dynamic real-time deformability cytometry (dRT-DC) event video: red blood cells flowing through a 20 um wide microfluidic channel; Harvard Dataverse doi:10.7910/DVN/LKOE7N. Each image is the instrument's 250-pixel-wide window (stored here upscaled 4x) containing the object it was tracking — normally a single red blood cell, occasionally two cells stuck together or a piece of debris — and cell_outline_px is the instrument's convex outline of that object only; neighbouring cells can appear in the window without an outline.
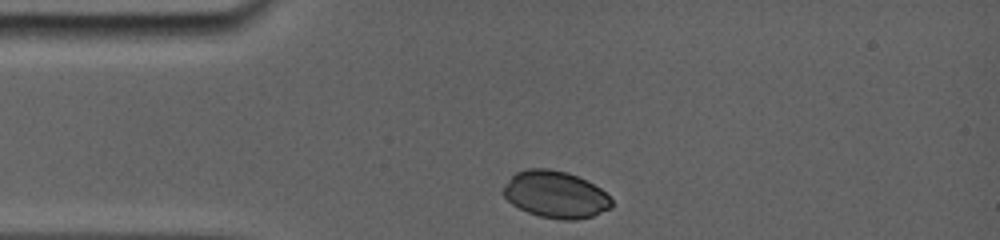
{"species": "common noctule bat (a hibernating species)", "species_latin": "Nyctalus noctula", "temperature_condition": "room temperature", "stored_images_in_passage": 23, "camera_frame_rate_fps": 5000, "um_per_image_px": 0.085, "animal": {"sex": "female", "body_mass_g": 19.0, "forearm_length_mm": 56.7}, "frame": {"image": 1, "passage_image": 1, "time_ms": 0.0, "image_size_px": [1000, 240], "cell_outline_px": [[612, 208], [592, 216], [576, 220], [564, 220], [540, 216], [528, 212], [512, 204], [500, 192], [504, 184], [516, 172], [528, 168], [548, 168], [568, 172], [600, 188], [612, 200]], "centroid_in_image_um": [47.19, 16.53], "position_along_channel_um": 37.8, "area_um2": 29.59}}
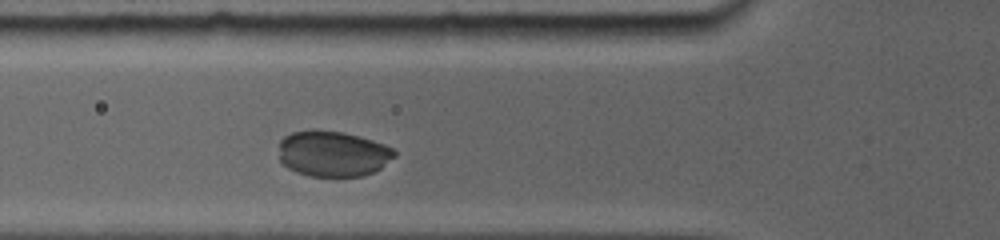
{"frame": {"image": 2, "passage_image": 7, "time_ms": 2.2, "image_size_px": [1000, 240], "cell_outline_px": [[396, 156], [380, 168], [364, 176], [308, 176], [296, 172], [288, 168], [280, 160], [280, 140], [284, 136], [292, 132], [340, 132], [372, 140], [392, 148], [396, 152]], "centroid_in_image_um": [28.3, 13.1], "position_along_channel_um": 97.5, "area_um2": 30.11}}
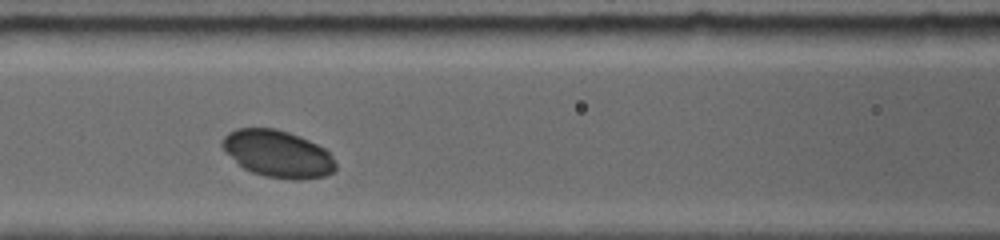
{"frame": {"image": 3, "passage_image": 10, "time_ms": 3.4, "image_size_px": [1000, 240], "cell_outline_px": [[336, 172], [328, 176], [300, 180], [292, 180], [264, 176], [252, 172], [244, 168], [224, 148], [224, 136], [240, 128], [272, 128], [288, 132], [308, 140], [324, 148], [332, 156], [336, 164]], "centroid_in_image_um": [23.7, 13.11], "position_along_channel_um": 142.9, "area_um2": 30.63}}